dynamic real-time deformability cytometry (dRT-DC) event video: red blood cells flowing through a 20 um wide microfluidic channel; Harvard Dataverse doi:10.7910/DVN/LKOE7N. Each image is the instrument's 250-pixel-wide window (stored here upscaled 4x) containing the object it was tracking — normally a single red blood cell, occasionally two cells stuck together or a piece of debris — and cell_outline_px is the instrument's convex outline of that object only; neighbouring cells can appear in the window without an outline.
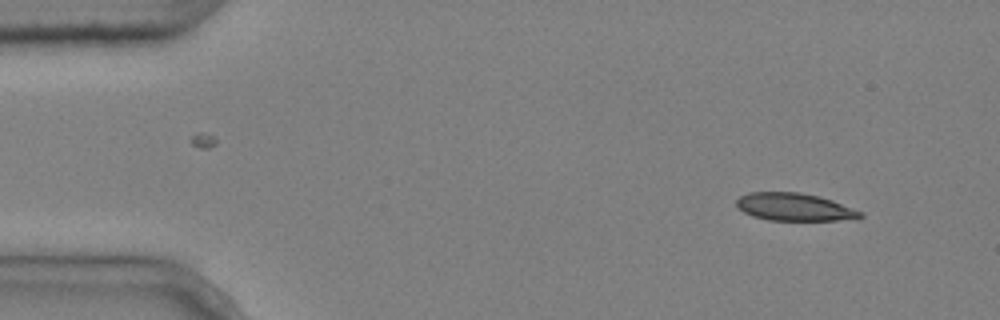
{"species": "common noctule bat (a hibernating species)", "species_latin": "Nyctalus noctula", "temperature_condition": "cold", "stored_images_in_passage": 3, "camera_frame_rate_fps": 3000, "um_per_image_px": 0.085, "animal": {"sex": "male", "body_mass_g": 20.4}, "frame": {"image": 1, "passage_image": 1, "time_ms": 0.0, "image_size_px": [1000, 320], "cell_outline_px": [[864, 216], [860, 220], [768, 220], [752, 216], [744, 212], [736, 204], [736, 200], [740, 196], [748, 192], [800, 192], [820, 196], [832, 200], [864, 212]], "centroid_in_image_um": [67.59, 17.6], "position_along_channel_um": 17.4, "area_um2": 20.23}}
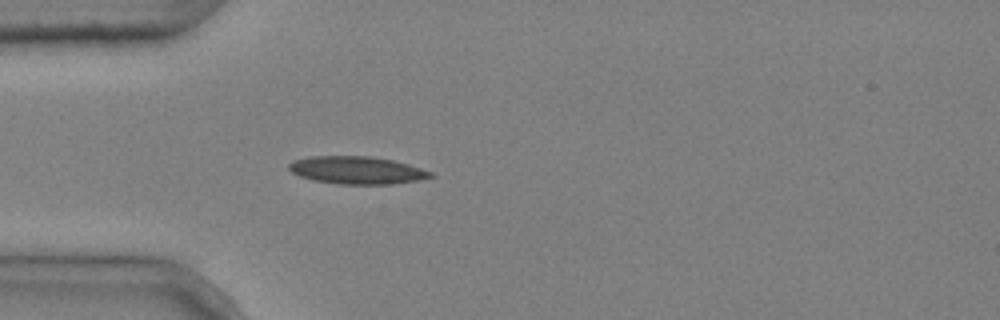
{"frame": {"image": 2, "passage_image": 3, "time_ms": 0.667, "image_size_px": [1000, 320], "cell_outline_px": [[436, 176], [416, 180], [392, 184], [340, 184], [312, 180], [300, 176], [292, 172], [288, 168], [288, 164], [292, 160], [308, 156], [372, 156], [392, 160], [408, 164], [432, 172]], "centroid_in_image_um": [30.3, 14.46], "position_along_channel_um": 54.7, "area_um2": 22.83}}